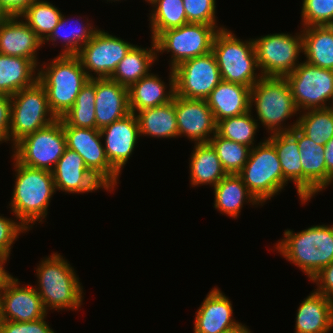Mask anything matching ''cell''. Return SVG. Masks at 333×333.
<instances>
[{"mask_svg": "<svg viewBox=\"0 0 333 333\" xmlns=\"http://www.w3.org/2000/svg\"><path fill=\"white\" fill-rule=\"evenodd\" d=\"M331 103H329V105H328V109H330V110H333V95H332V98H331V101H330Z\"/></svg>", "mask_w": 333, "mask_h": 333, "instance_id": "f5cc1de1", "label": "cell"}, {"mask_svg": "<svg viewBox=\"0 0 333 333\" xmlns=\"http://www.w3.org/2000/svg\"><path fill=\"white\" fill-rule=\"evenodd\" d=\"M9 17L10 15L8 14V12L0 4V24L5 22Z\"/></svg>", "mask_w": 333, "mask_h": 333, "instance_id": "816d5d0a", "label": "cell"}, {"mask_svg": "<svg viewBox=\"0 0 333 333\" xmlns=\"http://www.w3.org/2000/svg\"><path fill=\"white\" fill-rule=\"evenodd\" d=\"M37 81L38 67L30 59L0 53V95L12 96Z\"/></svg>", "mask_w": 333, "mask_h": 333, "instance_id": "83f0119b", "label": "cell"}, {"mask_svg": "<svg viewBox=\"0 0 333 333\" xmlns=\"http://www.w3.org/2000/svg\"><path fill=\"white\" fill-rule=\"evenodd\" d=\"M12 159L16 178L8 206L14 218L30 230L36 222H43L48 214L49 204L56 192L53 174Z\"/></svg>", "mask_w": 333, "mask_h": 333, "instance_id": "6da1fadb", "label": "cell"}, {"mask_svg": "<svg viewBox=\"0 0 333 333\" xmlns=\"http://www.w3.org/2000/svg\"><path fill=\"white\" fill-rule=\"evenodd\" d=\"M307 63L333 70V25L301 27Z\"/></svg>", "mask_w": 333, "mask_h": 333, "instance_id": "d6a6232c", "label": "cell"}, {"mask_svg": "<svg viewBox=\"0 0 333 333\" xmlns=\"http://www.w3.org/2000/svg\"><path fill=\"white\" fill-rule=\"evenodd\" d=\"M175 95L206 100L222 81L214 53L188 59L174 69Z\"/></svg>", "mask_w": 333, "mask_h": 333, "instance_id": "9a60e30c", "label": "cell"}, {"mask_svg": "<svg viewBox=\"0 0 333 333\" xmlns=\"http://www.w3.org/2000/svg\"><path fill=\"white\" fill-rule=\"evenodd\" d=\"M154 9L149 13L151 39L155 40L163 31L188 24L183 0H152Z\"/></svg>", "mask_w": 333, "mask_h": 333, "instance_id": "e575fe53", "label": "cell"}, {"mask_svg": "<svg viewBox=\"0 0 333 333\" xmlns=\"http://www.w3.org/2000/svg\"><path fill=\"white\" fill-rule=\"evenodd\" d=\"M58 119L51 111L45 88L37 81L11 96L9 141L12 146L26 135Z\"/></svg>", "mask_w": 333, "mask_h": 333, "instance_id": "9c48e42d", "label": "cell"}, {"mask_svg": "<svg viewBox=\"0 0 333 333\" xmlns=\"http://www.w3.org/2000/svg\"><path fill=\"white\" fill-rule=\"evenodd\" d=\"M216 151L221 165L227 174H239L246 164L251 148L219 136L217 133L209 140Z\"/></svg>", "mask_w": 333, "mask_h": 333, "instance_id": "ab89813d", "label": "cell"}, {"mask_svg": "<svg viewBox=\"0 0 333 333\" xmlns=\"http://www.w3.org/2000/svg\"><path fill=\"white\" fill-rule=\"evenodd\" d=\"M218 29L203 23H188L179 28L163 31L156 39L157 55L171 52L170 69L194 57L212 51V44Z\"/></svg>", "mask_w": 333, "mask_h": 333, "instance_id": "8fae6325", "label": "cell"}, {"mask_svg": "<svg viewBox=\"0 0 333 333\" xmlns=\"http://www.w3.org/2000/svg\"><path fill=\"white\" fill-rule=\"evenodd\" d=\"M62 15V12L49 1L35 0L20 17L43 42L59 23Z\"/></svg>", "mask_w": 333, "mask_h": 333, "instance_id": "74e56055", "label": "cell"}, {"mask_svg": "<svg viewBox=\"0 0 333 333\" xmlns=\"http://www.w3.org/2000/svg\"><path fill=\"white\" fill-rule=\"evenodd\" d=\"M11 96L0 95V144L9 141Z\"/></svg>", "mask_w": 333, "mask_h": 333, "instance_id": "bcb514c9", "label": "cell"}, {"mask_svg": "<svg viewBox=\"0 0 333 333\" xmlns=\"http://www.w3.org/2000/svg\"><path fill=\"white\" fill-rule=\"evenodd\" d=\"M108 1H109V2H110V1H114V2H116V1H120V0H107V2H108Z\"/></svg>", "mask_w": 333, "mask_h": 333, "instance_id": "db71d44e", "label": "cell"}, {"mask_svg": "<svg viewBox=\"0 0 333 333\" xmlns=\"http://www.w3.org/2000/svg\"><path fill=\"white\" fill-rule=\"evenodd\" d=\"M80 20L82 21V18L73 20L71 17L66 18L63 14L59 23L55 26L50 35L43 41V44L52 42V45H55L56 43L58 44L57 41L59 40V43L61 42L63 47L59 55H76L79 50L93 37L94 33L98 29L97 27L95 28L94 25L92 26V23H88V19L84 24L83 22H80ZM69 21H74L75 23ZM68 23L73 28L69 29L68 27L71 26ZM71 23L74 24V26Z\"/></svg>", "mask_w": 333, "mask_h": 333, "instance_id": "836d02e7", "label": "cell"}, {"mask_svg": "<svg viewBox=\"0 0 333 333\" xmlns=\"http://www.w3.org/2000/svg\"><path fill=\"white\" fill-rule=\"evenodd\" d=\"M35 0H0L1 6L10 16H20Z\"/></svg>", "mask_w": 333, "mask_h": 333, "instance_id": "7dc6e473", "label": "cell"}, {"mask_svg": "<svg viewBox=\"0 0 333 333\" xmlns=\"http://www.w3.org/2000/svg\"><path fill=\"white\" fill-rule=\"evenodd\" d=\"M11 147L12 158L18 163L52 172L67 148L61 118L26 135Z\"/></svg>", "mask_w": 333, "mask_h": 333, "instance_id": "ba28073f", "label": "cell"}, {"mask_svg": "<svg viewBox=\"0 0 333 333\" xmlns=\"http://www.w3.org/2000/svg\"><path fill=\"white\" fill-rule=\"evenodd\" d=\"M221 78L224 81L252 87L261 77L253 39H239L231 30L217 31L212 44ZM258 69V71H256Z\"/></svg>", "mask_w": 333, "mask_h": 333, "instance_id": "8992f818", "label": "cell"}, {"mask_svg": "<svg viewBox=\"0 0 333 333\" xmlns=\"http://www.w3.org/2000/svg\"><path fill=\"white\" fill-rule=\"evenodd\" d=\"M189 159L191 187H214L227 175L209 142L195 143Z\"/></svg>", "mask_w": 333, "mask_h": 333, "instance_id": "f1b7e54d", "label": "cell"}, {"mask_svg": "<svg viewBox=\"0 0 333 333\" xmlns=\"http://www.w3.org/2000/svg\"><path fill=\"white\" fill-rule=\"evenodd\" d=\"M326 188L333 182V137L324 145Z\"/></svg>", "mask_w": 333, "mask_h": 333, "instance_id": "c3c4849f", "label": "cell"}, {"mask_svg": "<svg viewBox=\"0 0 333 333\" xmlns=\"http://www.w3.org/2000/svg\"><path fill=\"white\" fill-rule=\"evenodd\" d=\"M275 249L299 267L310 280L322 268L333 262V224L313 225L300 232L284 230V237Z\"/></svg>", "mask_w": 333, "mask_h": 333, "instance_id": "7a4b0ae2", "label": "cell"}, {"mask_svg": "<svg viewBox=\"0 0 333 333\" xmlns=\"http://www.w3.org/2000/svg\"><path fill=\"white\" fill-rule=\"evenodd\" d=\"M259 72L263 77H286L301 62L302 32L274 33L253 39Z\"/></svg>", "mask_w": 333, "mask_h": 333, "instance_id": "30bf717a", "label": "cell"}, {"mask_svg": "<svg viewBox=\"0 0 333 333\" xmlns=\"http://www.w3.org/2000/svg\"><path fill=\"white\" fill-rule=\"evenodd\" d=\"M168 83L166 84L158 74H153L150 71L148 75L131 85L128 88L130 112L136 114L141 110L172 101L175 96V76L173 69H170Z\"/></svg>", "mask_w": 333, "mask_h": 333, "instance_id": "cb8c5ba5", "label": "cell"}, {"mask_svg": "<svg viewBox=\"0 0 333 333\" xmlns=\"http://www.w3.org/2000/svg\"><path fill=\"white\" fill-rule=\"evenodd\" d=\"M9 258L10 256L0 254V292L13 278V276L4 268Z\"/></svg>", "mask_w": 333, "mask_h": 333, "instance_id": "681fc988", "label": "cell"}, {"mask_svg": "<svg viewBox=\"0 0 333 333\" xmlns=\"http://www.w3.org/2000/svg\"><path fill=\"white\" fill-rule=\"evenodd\" d=\"M223 333H252L249 329V327L247 328V326L245 324L240 323L239 325H237L236 327L225 331Z\"/></svg>", "mask_w": 333, "mask_h": 333, "instance_id": "f907efd6", "label": "cell"}, {"mask_svg": "<svg viewBox=\"0 0 333 333\" xmlns=\"http://www.w3.org/2000/svg\"><path fill=\"white\" fill-rule=\"evenodd\" d=\"M253 105L257 113L256 121H260L270 134L290 132L297 127L298 119L286 126L284 122L299 114L290 85L285 77H261L250 92V110ZM298 112V113H297ZM284 123V124H283Z\"/></svg>", "mask_w": 333, "mask_h": 333, "instance_id": "5b68a950", "label": "cell"}, {"mask_svg": "<svg viewBox=\"0 0 333 333\" xmlns=\"http://www.w3.org/2000/svg\"><path fill=\"white\" fill-rule=\"evenodd\" d=\"M298 142L302 164V205L326 189L324 145L314 143L297 127L290 131Z\"/></svg>", "mask_w": 333, "mask_h": 333, "instance_id": "ffe728a7", "label": "cell"}, {"mask_svg": "<svg viewBox=\"0 0 333 333\" xmlns=\"http://www.w3.org/2000/svg\"><path fill=\"white\" fill-rule=\"evenodd\" d=\"M135 115L141 137L143 135L161 139L178 137L175 96L166 104L141 110Z\"/></svg>", "mask_w": 333, "mask_h": 333, "instance_id": "1f68e13d", "label": "cell"}, {"mask_svg": "<svg viewBox=\"0 0 333 333\" xmlns=\"http://www.w3.org/2000/svg\"><path fill=\"white\" fill-rule=\"evenodd\" d=\"M175 111L179 136L195 143H208L216 134V121L206 100L175 95Z\"/></svg>", "mask_w": 333, "mask_h": 333, "instance_id": "e0dca14e", "label": "cell"}, {"mask_svg": "<svg viewBox=\"0 0 333 333\" xmlns=\"http://www.w3.org/2000/svg\"><path fill=\"white\" fill-rule=\"evenodd\" d=\"M46 317L30 322H12L0 320V333H55Z\"/></svg>", "mask_w": 333, "mask_h": 333, "instance_id": "ee69618b", "label": "cell"}, {"mask_svg": "<svg viewBox=\"0 0 333 333\" xmlns=\"http://www.w3.org/2000/svg\"><path fill=\"white\" fill-rule=\"evenodd\" d=\"M310 281L316 283V292L333 300V262L322 268Z\"/></svg>", "mask_w": 333, "mask_h": 333, "instance_id": "f6af8a7d", "label": "cell"}, {"mask_svg": "<svg viewBox=\"0 0 333 333\" xmlns=\"http://www.w3.org/2000/svg\"><path fill=\"white\" fill-rule=\"evenodd\" d=\"M63 126L96 129L95 79L81 88L74 105L61 117Z\"/></svg>", "mask_w": 333, "mask_h": 333, "instance_id": "d590c367", "label": "cell"}, {"mask_svg": "<svg viewBox=\"0 0 333 333\" xmlns=\"http://www.w3.org/2000/svg\"><path fill=\"white\" fill-rule=\"evenodd\" d=\"M56 191L85 194L101 188L110 191L86 166L84 159L69 148L52 170Z\"/></svg>", "mask_w": 333, "mask_h": 333, "instance_id": "ac0fdd59", "label": "cell"}, {"mask_svg": "<svg viewBox=\"0 0 333 333\" xmlns=\"http://www.w3.org/2000/svg\"><path fill=\"white\" fill-rule=\"evenodd\" d=\"M239 175L261 205L283 190L280 160L274 145L267 138L250 150Z\"/></svg>", "mask_w": 333, "mask_h": 333, "instance_id": "52a82bcc", "label": "cell"}, {"mask_svg": "<svg viewBox=\"0 0 333 333\" xmlns=\"http://www.w3.org/2000/svg\"><path fill=\"white\" fill-rule=\"evenodd\" d=\"M104 139L106 157L111 166L121 175L140 137L139 124L134 113L100 129Z\"/></svg>", "mask_w": 333, "mask_h": 333, "instance_id": "d6986e66", "label": "cell"}, {"mask_svg": "<svg viewBox=\"0 0 333 333\" xmlns=\"http://www.w3.org/2000/svg\"><path fill=\"white\" fill-rule=\"evenodd\" d=\"M269 135L267 139L274 145L280 160L283 172V189L289 181H292L302 203V164L297 138L291 132Z\"/></svg>", "mask_w": 333, "mask_h": 333, "instance_id": "f546056e", "label": "cell"}, {"mask_svg": "<svg viewBox=\"0 0 333 333\" xmlns=\"http://www.w3.org/2000/svg\"><path fill=\"white\" fill-rule=\"evenodd\" d=\"M12 219L0 214V254L2 255L11 256L12 245L19 235L29 231L17 218Z\"/></svg>", "mask_w": 333, "mask_h": 333, "instance_id": "7bdbcfd3", "label": "cell"}, {"mask_svg": "<svg viewBox=\"0 0 333 333\" xmlns=\"http://www.w3.org/2000/svg\"><path fill=\"white\" fill-rule=\"evenodd\" d=\"M133 46L134 44L120 37L97 29L93 37L79 50L76 56L89 79L110 78L118 63Z\"/></svg>", "mask_w": 333, "mask_h": 333, "instance_id": "4fadbf2b", "label": "cell"}, {"mask_svg": "<svg viewBox=\"0 0 333 333\" xmlns=\"http://www.w3.org/2000/svg\"><path fill=\"white\" fill-rule=\"evenodd\" d=\"M251 88L222 80L206 99L216 123L250 111Z\"/></svg>", "mask_w": 333, "mask_h": 333, "instance_id": "484cf974", "label": "cell"}, {"mask_svg": "<svg viewBox=\"0 0 333 333\" xmlns=\"http://www.w3.org/2000/svg\"><path fill=\"white\" fill-rule=\"evenodd\" d=\"M150 48L134 45L126 56L118 63L116 70L110 77L111 80L129 88L131 85L148 75L151 66L159 58L155 40L151 39Z\"/></svg>", "mask_w": 333, "mask_h": 333, "instance_id": "4dcf8cb0", "label": "cell"}, {"mask_svg": "<svg viewBox=\"0 0 333 333\" xmlns=\"http://www.w3.org/2000/svg\"><path fill=\"white\" fill-rule=\"evenodd\" d=\"M294 333H329L333 329V300L313 290L298 306Z\"/></svg>", "mask_w": 333, "mask_h": 333, "instance_id": "d4e9b609", "label": "cell"}, {"mask_svg": "<svg viewBox=\"0 0 333 333\" xmlns=\"http://www.w3.org/2000/svg\"><path fill=\"white\" fill-rule=\"evenodd\" d=\"M299 114L297 128L314 143L325 145L333 137V110L310 109Z\"/></svg>", "mask_w": 333, "mask_h": 333, "instance_id": "8d00e7d4", "label": "cell"}, {"mask_svg": "<svg viewBox=\"0 0 333 333\" xmlns=\"http://www.w3.org/2000/svg\"><path fill=\"white\" fill-rule=\"evenodd\" d=\"M43 42L20 16L0 24V53L30 59L38 68L37 51Z\"/></svg>", "mask_w": 333, "mask_h": 333, "instance_id": "7402d4cb", "label": "cell"}, {"mask_svg": "<svg viewBox=\"0 0 333 333\" xmlns=\"http://www.w3.org/2000/svg\"><path fill=\"white\" fill-rule=\"evenodd\" d=\"M252 110L230 118L223 119L217 122L216 133L226 139L232 140L237 143L244 144L251 149L255 147V135L258 124L252 115Z\"/></svg>", "mask_w": 333, "mask_h": 333, "instance_id": "f35d334b", "label": "cell"}, {"mask_svg": "<svg viewBox=\"0 0 333 333\" xmlns=\"http://www.w3.org/2000/svg\"><path fill=\"white\" fill-rule=\"evenodd\" d=\"M301 25H333V0H302Z\"/></svg>", "mask_w": 333, "mask_h": 333, "instance_id": "60d3db41", "label": "cell"}, {"mask_svg": "<svg viewBox=\"0 0 333 333\" xmlns=\"http://www.w3.org/2000/svg\"><path fill=\"white\" fill-rule=\"evenodd\" d=\"M216 4V0H183L188 23L213 25L218 30L225 28L217 24Z\"/></svg>", "mask_w": 333, "mask_h": 333, "instance_id": "b9f144b4", "label": "cell"}, {"mask_svg": "<svg viewBox=\"0 0 333 333\" xmlns=\"http://www.w3.org/2000/svg\"><path fill=\"white\" fill-rule=\"evenodd\" d=\"M35 289L45 310H78L83 302V286L74 268L57 252L37 265Z\"/></svg>", "mask_w": 333, "mask_h": 333, "instance_id": "3957f363", "label": "cell"}, {"mask_svg": "<svg viewBox=\"0 0 333 333\" xmlns=\"http://www.w3.org/2000/svg\"><path fill=\"white\" fill-rule=\"evenodd\" d=\"M42 299L32 285L20 287L13 277L0 293V320L30 322L46 317Z\"/></svg>", "mask_w": 333, "mask_h": 333, "instance_id": "2e32d148", "label": "cell"}, {"mask_svg": "<svg viewBox=\"0 0 333 333\" xmlns=\"http://www.w3.org/2000/svg\"><path fill=\"white\" fill-rule=\"evenodd\" d=\"M67 148L76 151L87 168L111 191L119 181V173L109 163L99 129L63 126ZM102 139V140H101Z\"/></svg>", "mask_w": 333, "mask_h": 333, "instance_id": "5bb4252c", "label": "cell"}, {"mask_svg": "<svg viewBox=\"0 0 333 333\" xmlns=\"http://www.w3.org/2000/svg\"><path fill=\"white\" fill-rule=\"evenodd\" d=\"M214 189V208L231 218H238L245 203L261 204L248 191L239 174H227Z\"/></svg>", "mask_w": 333, "mask_h": 333, "instance_id": "4316f807", "label": "cell"}, {"mask_svg": "<svg viewBox=\"0 0 333 333\" xmlns=\"http://www.w3.org/2000/svg\"><path fill=\"white\" fill-rule=\"evenodd\" d=\"M232 307L230 299L214 286L196 311L194 333H223L239 325Z\"/></svg>", "mask_w": 333, "mask_h": 333, "instance_id": "44dd1931", "label": "cell"}, {"mask_svg": "<svg viewBox=\"0 0 333 333\" xmlns=\"http://www.w3.org/2000/svg\"><path fill=\"white\" fill-rule=\"evenodd\" d=\"M285 78L299 113L328 107L333 95V70L303 61Z\"/></svg>", "mask_w": 333, "mask_h": 333, "instance_id": "7c38bea8", "label": "cell"}, {"mask_svg": "<svg viewBox=\"0 0 333 333\" xmlns=\"http://www.w3.org/2000/svg\"><path fill=\"white\" fill-rule=\"evenodd\" d=\"M129 113L128 88L110 78L95 79L96 129L100 130Z\"/></svg>", "mask_w": 333, "mask_h": 333, "instance_id": "603a6c76", "label": "cell"}, {"mask_svg": "<svg viewBox=\"0 0 333 333\" xmlns=\"http://www.w3.org/2000/svg\"><path fill=\"white\" fill-rule=\"evenodd\" d=\"M38 82L45 88L51 111L61 118L75 103L89 80L76 55H58L50 63L39 64Z\"/></svg>", "mask_w": 333, "mask_h": 333, "instance_id": "277c9868", "label": "cell"}]
</instances>
